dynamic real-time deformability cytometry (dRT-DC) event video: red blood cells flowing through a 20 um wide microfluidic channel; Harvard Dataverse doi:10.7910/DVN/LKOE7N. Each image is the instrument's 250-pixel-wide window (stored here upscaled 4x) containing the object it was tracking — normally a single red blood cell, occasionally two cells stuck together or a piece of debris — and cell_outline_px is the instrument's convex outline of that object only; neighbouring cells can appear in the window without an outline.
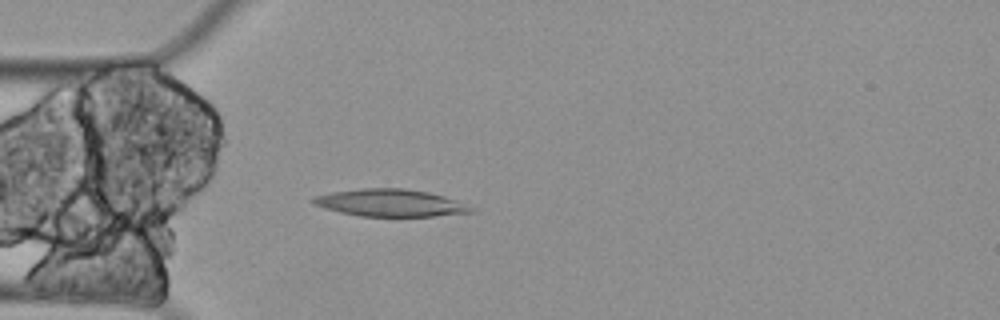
{"species": "Egyptian fruit bat (a non-hibernating species)", "species_latin": "Rousettus aegyptiacus", "temperature_condition": "cold", "stored_images_in_passage": 46, "camera_frame_rate_fps": 3000, "um_per_image_px": 0.085, "animal": {"sex": "female"}, "frame": {"image": 1, "passage_image": 8, "time_ms": 2.333, "image_size_px": [1000, 320], "cell_outline_px": [[476, 212], [432, 216], [360, 216], [340, 212], [324, 208], [316, 204], [312, 200], [316, 196], [332, 192], [360, 188], [404, 188], [428, 192], [444, 196], [456, 200], [472, 208]], "centroid_in_image_um": [33.2, 17.24], "position_along_channel_um": 51.8, "area_um2": 24.8}}
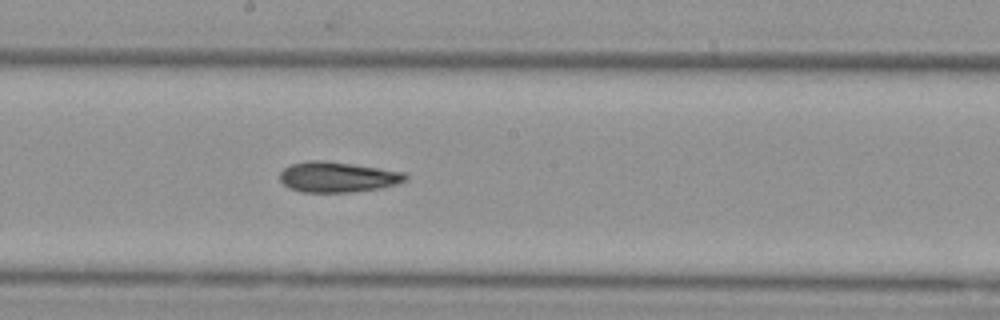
{"frame": {"image": 2, "passage_image": 23, "time_ms": 7.333, "image_size_px": [1000, 320], "cell_outline_px": [[408, 180], [400, 184], [380, 188], [352, 192], [300, 192], [288, 188], [280, 180], [280, 172], [284, 168], [292, 164], [308, 160], [324, 160], [408, 172]], "centroid_in_image_um": [28.74, 15.05], "position_along_channel_um": 219.5, "area_um2": 22.6}}
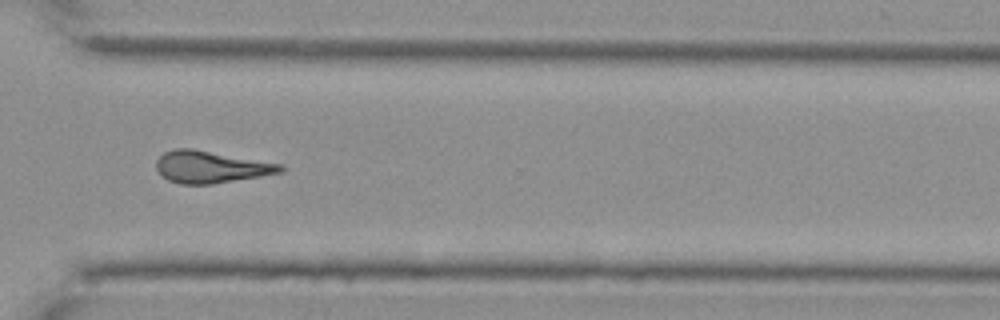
{"frame": {"image": 3, "passage_image": 35, "time_ms": 11.333, "image_size_px": [1000, 320], "cell_outline_px": [[284, 172], [212, 184], [180, 184], [168, 180], [156, 168], [156, 160], [164, 152], [176, 148], [192, 148], [284, 164]], "centroid_in_image_um": [17.95, 14.18], "position_along_channel_um": 352.7, "area_um2": 23.18}}